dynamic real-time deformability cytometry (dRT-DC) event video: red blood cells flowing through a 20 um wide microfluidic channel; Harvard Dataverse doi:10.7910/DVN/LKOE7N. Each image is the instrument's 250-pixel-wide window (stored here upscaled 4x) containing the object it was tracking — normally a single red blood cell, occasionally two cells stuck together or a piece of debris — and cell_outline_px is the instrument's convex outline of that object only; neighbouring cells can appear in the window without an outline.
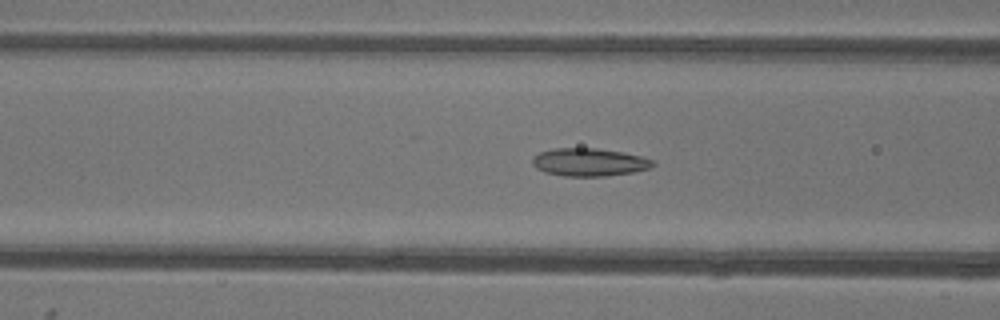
{"species": "common noctule bat (a hibernating species)", "species_latin": "Nyctalus noctula", "temperature_condition": "warm", "stored_images_in_passage": 53, "camera_frame_rate_fps": 3000, "um_per_image_px": 0.085, "animal": {"sex": "female"}, "frame": {"image": 1, "passage_image": 20, "time_ms": 6.333, "image_size_px": [1000, 320], "cell_outline_px": [[656, 164], [648, 168], [632, 172], [604, 176], [564, 176], [544, 172], [536, 168], [532, 164], [532, 156], [540, 152], [552, 148], [596, 148], [624, 152], [656, 160]], "centroid_in_image_um": [50.07, 13.77], "position_along_channel_um": 116.5, "area_um2": 19.71}}
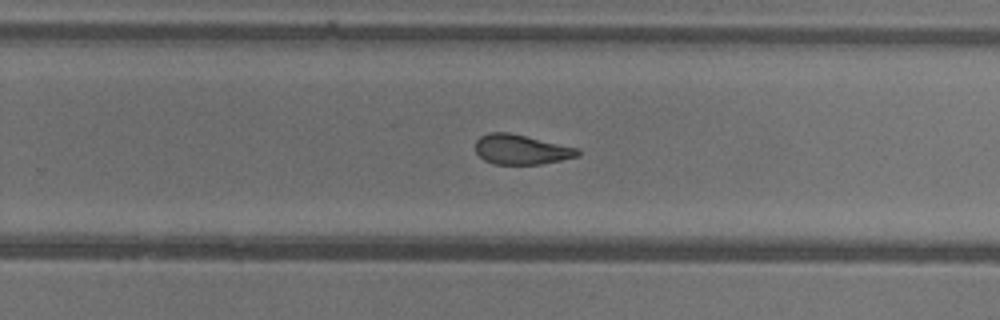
{"frame": {"image": 2, "passage_image": 33, "time_ms": 10.667, "image_size_px": [1000, 320], "cell_outline_px": [[580, 156], [540, 164], [492, 164], [484, 160], [476, 152], [476, 140], [480, 136], [488, 132], [508, 132], [580, 148]], "centroid_in_image_um": [44.31, 12.7], "position_along_channel_um": 285.5, "area_um2": 17.86}}
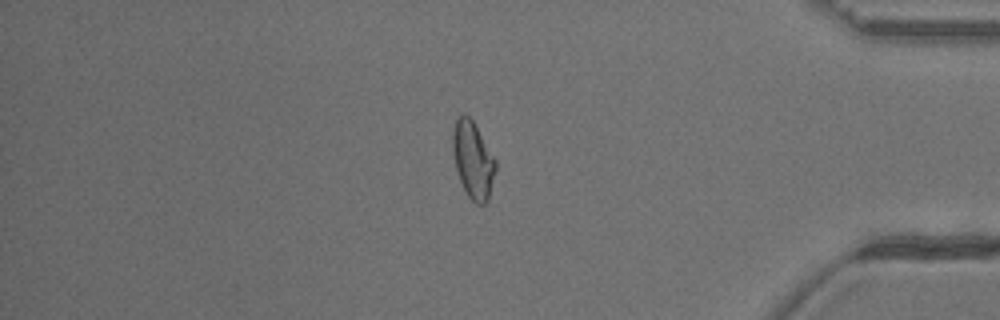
{"frame": {"image": 3, "passage_image": 44, "time_ms": 14.333, "image_size_px": [1000, 320], "cell_outline_px": [[496, 172], [488, 200], [484, 204], [476, 204], [468, 196], [460, 180], [456, 168], [452, 152], [452, 132], [456, 120], [464, 112], [472, 120], [496, 160]], "centroid_in_image_um": [40.2, 13.6], "position_along_channel_um": 395.0, "area_um2": 19.13}, "authors_computed_cell_mechanics": {"area_um2": 19.363, "velocity_mm_per_s": 3.9116, "shape_relaxation_time_tau1_ms": null, "shape_relaxation_time_tau2_ms": 2.0984, "deformation_change_tau1": null, "deformation_change_tau2": 0.0923}}